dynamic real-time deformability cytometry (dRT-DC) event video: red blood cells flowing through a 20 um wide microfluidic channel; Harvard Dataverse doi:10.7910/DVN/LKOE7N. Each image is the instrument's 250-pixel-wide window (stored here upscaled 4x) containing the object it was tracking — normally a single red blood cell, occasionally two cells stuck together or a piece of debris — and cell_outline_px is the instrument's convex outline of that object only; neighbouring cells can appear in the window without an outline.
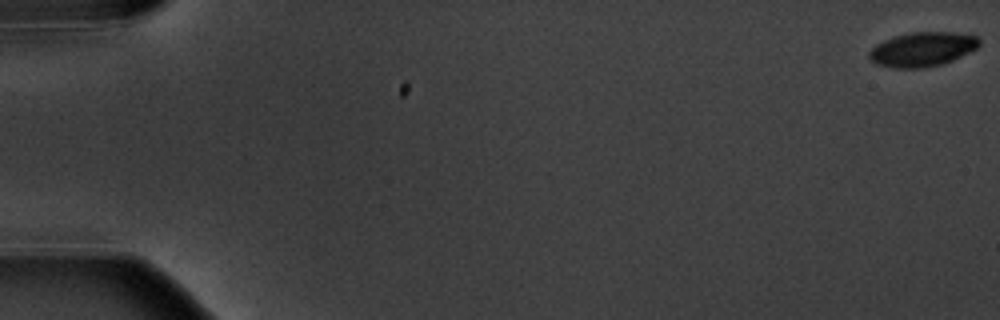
{"species": "common noctule bat (a hibernating species)", "species_latin": "Nyctalus noctula", "temperature_condition": "warm", "stored_images_in_passage": 6, "camera_frame_rate_fps": 3000, "um_per_image_px": 0.085, "animal": {"sex": "male", "body_mass_g": 20.1, "forearm_length_mm": 53.5}, "frame": {"image": 1, "passage_image": 1, "time_ms": 0.0, "image_size_px": [1000, 320], "cell_outline_px": [[980, 44], [976, 48], [952, 60], [940, 64], [924, 68], [892, 68], [876, 64], [868, 56], [868, 52], [876, 44], [884, 40], [896, 36], [912, 32], [952, 32], [976, 36], [980, 40]], "centroid_in_image_um": [78.37, 4.19], "position_along_channel_um": 6.6, "area_um2": 21.85}}
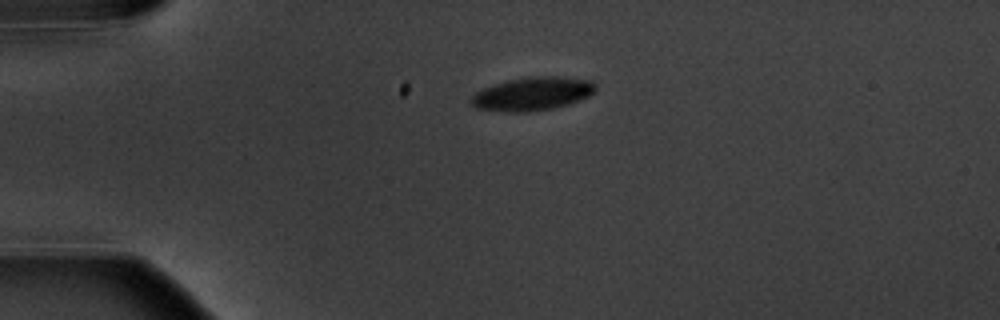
{"frame": {"image": 2, "passage_image": 5, "time_ms": 4.667, "image_size_px": [1000, 320], "cell_outline_px": [[596, 88], [588, 96], [568, 104], [552, 108], [528, 112], [504, 112], [476, 108], [472, 104], [472, 96], [476, 92], [484, 88], [508, 80], [528, 76], [556, 76], [592, 80], [596, 84]], "centroid_in_image_um": [45.26, 7.97], "position_along_channel_um": 39.7, "area_um2": 24.04}}